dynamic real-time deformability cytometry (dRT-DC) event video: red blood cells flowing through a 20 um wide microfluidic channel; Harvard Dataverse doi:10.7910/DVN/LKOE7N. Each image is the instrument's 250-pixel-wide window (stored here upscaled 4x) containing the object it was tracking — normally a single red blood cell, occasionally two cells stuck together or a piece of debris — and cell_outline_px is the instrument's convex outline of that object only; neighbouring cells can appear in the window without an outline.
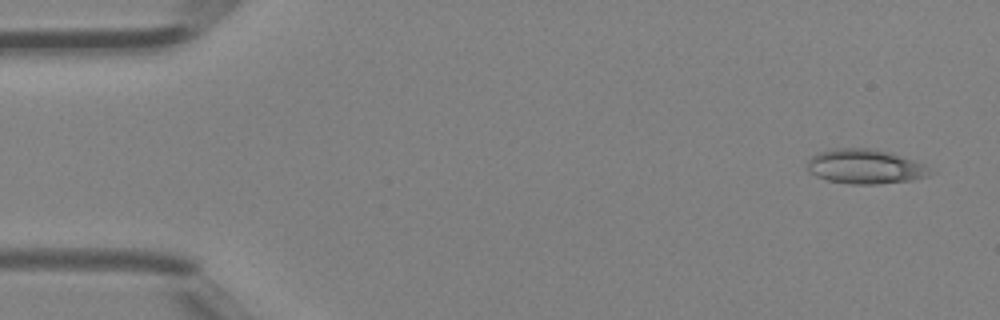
{"species": "Egyptian fruit bat (a non-hibernating species)", "species_latin": "Rousettus aegyptiacus", "temperature_condition": "room temperature", "stored_images_in_passage": 3, "camera_frame_rate_fps": 3000, "um_per_image_px": 0.085, "animal": {"sex": "female"}, "frame": {"image": 1, "passage_image": 1, "time_ms": 0.0, "image_size_px": [1000, 320], "cell_outline_px": [[936, 172], [928, 176], [912, 180], [880, 184], [848, 184], [828, 180], [816, 176], [808, 172], [808, 160], [812, 156], [820, 152], [836, 148], [876, 148], [892, 152], [924, 164]], "centroid_in_image_um": [73.59, 14.16], "position_along_channel_um": 11.4, "area_um2": 25.03}}
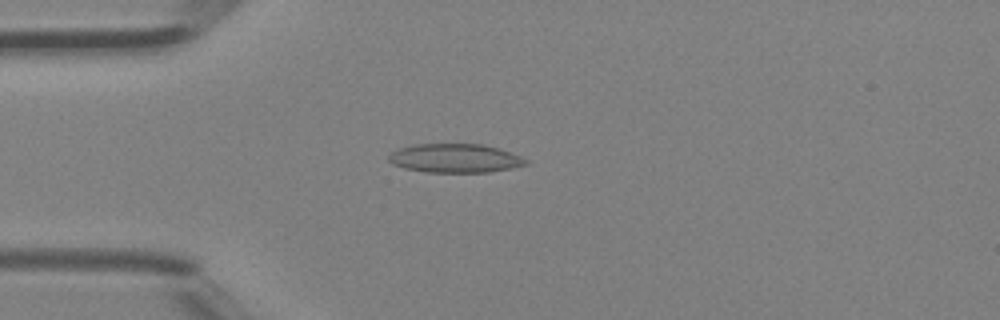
{"frame": {"image": 2, "passage_image": 3, "time_ms": 0.667, "image_size_px": [1000, 320], "cell_outline_px": [[528, 164], [512, 168], [488, 172], [424, 172], [404, 168], [392, 164], [388, 160], [388, 156], [392, 152], [400, 148], [412, 144], [480, 144], [496, 148], [520, 156], [528, 160]], "centroid_in_image_um": [38.64, 13.45], "position_along_channel_um": 46.4, "area_um2": 22.95}}